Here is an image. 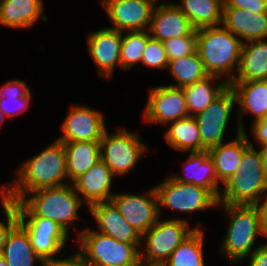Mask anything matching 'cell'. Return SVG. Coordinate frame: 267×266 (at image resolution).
Returning a JSON list of instances; mask_svg holds the SVG:
<instances>
[{
    "label": "cell",
    "mask_w": 267,
    "mask_h": 266,
    "mask_svg": "<svg viewBox=\"0 0 267 266\" xmlns=\"http://www.w3.org/2000/svg\"><path fill=\"white\" fill-rule=\"evenodd\" d=\"M18 177L10 186L2 187L0 195L10 202H18L27 193L42 188L66 185V155L61 141L55 140L36 156L25 161ZM65 180V182L63 181Z\"/></svg>",
    "instance_id": "obj_1"
},
{
    "label": "cell",
    "mask_w": 267,
    "mask_h": 266,
    "mask_svg": "<svg viewBox=\"0 0 267 266\" xmlns=\"http://www.w3.org/2000/svg\"><path fill=\"white\" fill-rule=\"evenodd\" d=\"M115 30H148L155 5L153 0H100Z\"/></svg>",
    "instance_id": "obj_14"
},
{
    "label": "cell",
    "mask_w": 267,
    "mask_h": 266,
    "mask_svg": "<svg viewBox=\"0 0 267 266\" xmlns=\"http://www.w3.org/2000/svg\"><path fill=\"white\" fill-rule=\"evenodd\" d=\"M168 60L189 56L197 49V29L190 35L171 38L163 42Z\"/></svg>",
    "instance_id": "obj_35"
},
{
    "label": "cell",
    "mask_w": 267,
    "mask_h": 266,
    "mask_svg": "<svg viewBox=\"0 0 267 266\" xmlns=\"http://www.w3.org/2000/svg\"><path fill=\"white\" fill-rule=\"evenodd\" d=\"M267 80V40L242 43L237 73L231 82Z\"/></svg>",
    "instance_id": "obj_25"
},
{
    "label": "cell",
    "mask_w": 267,
    "mask_h": 266,
    "mask_svg": "<svg viewBox=\"0 0 267 266\" xmlns=\"http://www.w3.org/2000/svg\"><path fill=\"white\" fill-rule=\"evenodd\" d=\"M119 210L123 218L141 236L159 219L158 196L154 188L142 195L118 193L110 200Z\"/></svg>",
    "instance_id": "obj_11"
},
{
    "label": "cell",
    "mask_w": 267,
    "mask_h": 266,
    "mask_svg": "<svg viewBox=\"0 0 267 266\" xmlns=\"http://www.w3.org/2000/svg\"><path fill=\"white\" fill-rule=\"evenodd\" d=\"M0 203L3 205V213L6 217V224L0 221V255L6 242L9 231L18 223V214L16 206L13 202L6 200L0 196Z\"/></svg>",
    "instance_id": "obj_37"
},
{
    "label": "cell",
    "mask_w": 267,
    "mask_h": 266,
    "mask_svg": "<svg viewBox=\"0 0 267 266\" xmlns=\"http://www.w3.org/2000/svg\"><path fill=\"white\" fill-rule=\"evenodd\" d=\"M236 103L241 108L238 115V131H245L242 123V114L250 113L255 118L253 123L262 120L267 115V80H250L242 82H230Z\"/></svg>",
    "instance_id": "obj_19"
},
{
    "label": "cell",
    "mask_w": 267,
    "mask_h": 266,
    "mask_svg": "<svg viewBox=\"0 0 267 266\" xmlns=\"http://www.w3.org/2000/svg\"><path fill=\"white\" fill-rule=\"evenodd\" d=\"M18 222L28 232L34 251L44 262L62 260L54 256L63 249L69 234L56 222L42 217H18Z\"/></svg>",
    "instance_id": "obj_13"
},
{
    "label": "cell",
    "mask_w": 267,
    "mask_h": 266,
    "mask_svg": "<svg viewBox=\"0 0 267 266\" xmlns=\"http://www.w3.org/2000/svg\"><path fill=\"white\" fill-rule=\"evenodd\" d=\"M251 128L257 143L261 147L267 146V115L262 120L253 123Z\"/></svg>",
    "instance_id": "obj_39"
},
{
    "label": "cell",
    "mask_w": 267,
    "mask_h": 266,
    "mask_svg": "<svg viewBox=\"0 0 267 266\" xmlns=\"http://www.w3.org/2000/svg\"><path fill=\"white\" fill-rule=\"evenodd\" d=\"M242 42L222 24L197 29V53L208 75L226 76L229 84L240 61Z\"/></svg>",
    "instance_id": "obj_3"
},
{
    "label": "cell",
    "mask_w": 267,
    "mask_h": 266,
    "mask_svg": "<svg viewBox=\"0 0 267 266\" xmlns=\"http://www.w3.org/2000/svg\"><path fill=\"white\" fill-rule=\"evenodd\" d=\"M219 78L221 77L208 75L194 84L182 87L189 116L194 117L201 113L229 86L226 81H222L220 84L218 83L216 87H213L212 82Z\"/></svg>",
    "instance_id": "obj_28"
},
{
    "label": "cell",
    "mask_w": 267,
    "mask_h": 266,
    "mask_svg": "<svg viewBox=\"0 0 267 266\" xmlns=\"http://www.w3.org/2000/svg\"><path fill=\"white\" fill-rule=\"evenodd\" d=\"M115 177L106 164L100 160L88 172L82 174L73 183L76 193L82 194L85 204L89 207L99 202H108L112 199L111 184Z\"/></svg>",
    "instance_id": "obj_21"
},
{
    "label": "cell",
    "mask_w": 267,
    "mask_h": 266,
    "mask_svg": "<svg viewBox=\"0 0 267 266\" xmlns=\"http://www.w3.org/2000/svg\"><path fill=\"white\" fill-rule=\"evenodd\" d=\"M42 266H85L81 259L74 254L59 261H47Z\"/></svg>",
    "instance_id": "obj_41"
},
{
    "label": "cell",
    "mask_w": 267,
    "mask_h": 266,
    "mask_svg": "<svg viewBox=\"0 0 267 266\" xmlns=\"http://www.w3.org/2000/svg\"><path fill=\"white\" fill-rule=\"evenodd\" d=\"M121 41L122 32L113 28H103L88 35L89 54L100 76L110 79L117 64L120 65Z\"/></svg>",
    "instance_id": "obj_16"
},
{
    "label": "cell",
    "mask_w": 267,
    "mask_h": 266,
    "mask_svg": "<svg viewBox=\"0 0 267 266\" xmlns=\"http://www.w3.org/2000/svg\"><path fill=\"white\" fill-rule=\"evenodd\" d=\"M175 4L195 29L222 24L223 0H181Z\"/></svg>",
    "instance_id": "obj_29"
},
{
    "label": "cell",
    "mask_w": 267,
    "mask_h": 266,
    "mask_svg": "<svg viewBox=\"0 0 267 266\" xmlns=\"http://www.w3.org/2000/svg\"><path fill=\"white\" fill-rule=\"evenodd\" d=\"M258 206L261 214V232L267 237V197Z\"/></svg>",
    "instance_id": "obj_42"
},
{
    "label": "cell",
    "mask_w": 267,
    "mask_h": 266,
    "mask_svg": "<svg viewBox=\"0 0 267 266\" xmlns=\"http://www.w3.org/2000/svg\"><path fill=\"white\" fill-rule=\"evenodd\" d=\"M88 208L99 226L97 232L122 243L141 245L142 236L123 218L111 201L95 203Z\"/></svg>",
    "instance_id": "obj_18"
},
{
    "label": "cell",
    "mask_w": 267,
    "mask_h": 266,
    "mask_svg": "<svg viewBox=\"0 0 267 266\" xmlns=\"http://www.w3.org/2000/svg\"><path fill=\"white\" fill-rule=\"evenodd\" d=\"M165 132L166 142L179 151L201 152V136L193 116L172 122Z\"/></svg>",
    "instance_id": "obj_30"
},
{
    "label": "cell",
    "mask_w": 267,
    "mask_h": 266,
    "mask_svg": "<svg viewBox=\"0 0 267 266\" xmlns=\"http://www.w3.org/2000/svg\"><path fill=\"white\" fill-rule=\"evenodd\" d=\"M31 195V196H28ZM27 197V198H26ZM70 182L66 185L42 188L27 193L24 198L14 202L18 217H42L56 222L69 234L74 220L80 219L77 209L83 200Z\"/></svg>",
    "instance_id": "obj_2"
},
{
    "label": "cell",
    "mask_w": 267,
    "mask_h": 266,
    "mask_svg": "<svg viewBox=\"0 0 267 266\" xmlns=\"http://www.w3.org/2000/svg\"><path fill=\"white\" fill-rule=\"evenodd\" d=\"M71 183L101 160L100 141H61Z\"/></svg>",
    "instance_id": "obj_26"
},
{
    "label": "cell",
    "mask_w": 267,
    "mask_h": 266,
    "mask_svg": "<svg viewBox=\"0 0 267 266\" xmlns=\"http://www.w3.org/2000/svg\"><path fill=\"white\" fill-rule=\"evenodd\" d=\"M42 0H0V24L11 28H31L43 15ZM39 18V19H38Z\"/></svg>",
    "instance_id": "obj_24"
},
{
    "label": "cell",
    "mask_w": 267,
    "mask_h": 266,
    "mask_svg": "<svg viewBox=\"0 0 267 266\" xmlns=\"http://www.w3.org/2000/svg\"><path fill=\"white\" fill-rule=\"evenodd\" d=\"M6 116L4 113L0 110V127L3 125V121H5Z\"/></svg>",
    "instance_id": "obj_44"
},
{
    "label": "cell",
    "mask_w": 267,
    "mask_h": 266,
    "mask_svg": "<svg viewBox=\"0 0 267 266\" xmlns=\"http://www.w3.org/2000/svg\"><path fill=\"white\" fill-rule=\"evenodd\" d=\"M262 156L263 166H264V174L267 180V146L261 147L259 150Z\"/></svg>",
    "instance_id": "obj_43"
},
{
    "label": "cell",
    "mask_w": 267,
    "mask_h": 266,
    "mask_svg": "<svg viewBox=\"0 0 267 266\" xmlns=\"http://www.w3.org/2000/svg\"><path fill=\"white\" fill-rule=\"evenodd\" d=\"M8 266H34L44 261L34 251L26 229L18 222L8 233L1 253Z\"/></svg>",
    "instance_id": "obj_27"
},
{
    "label": "cell",
    "mask_w": 267,
    "mask_h": 266,
    "mask_svg": "<svg viewBox=\"0 0 267 266\" xmlns=\"http://www.w3.org/2000/svg\"><path fill=\"white\" fill-rule=\"evenodd\" d=\"M230 222L220 251L233 261L244 260L253 252V246L261 232V214L258 205L221 204Z\"/></svg>",
    "instance_id": "obj_5"
},
{
    "label": "cell",
    "mask_w": 267,
    "mask_h": 266,
    "mask_svg": "<svg viewBox=\"0 0 267 266\" xmlns=\"http://www.w3.org/2000/svg\"><path fill=\"white\" fill-rule=\"evenodd\" d=\"M223 7H234L251 13H267V0H223Z\"/></svg>",
    "instance_id": "obj_38"
},
{
    "label": "cell",
    "mask_w": 267,
    "mask_h": 266,
    "mask_svg": "<svg viewBox=\"0 0 267 266\" xmlns=\"http://www.w3.org/2000/svg\"><path fill=\"white\" fill-rule=\"evenodd\" d=\"M223 186L218 205H259L261 197H267L262 156L252 143L243 151L238 169Z\"/></svg>",
    "instance_id": "obj_4"
},
{
    "label": "cell",
    "mask_w": 267,
    "mask_h": 266,
    "mask_svg": "<svg viewBox=\"0 0 267 266\" xmlns=\"http://www.w3.org/2000/svg\"><path fill=\"white\" fill-rule=\"evenodd\" d=\"M101 160L114 176L130 172L144 152L147 151L139 135L119 128L115 134L106 130L100 140Z\"/></svg>",
    "instance_id": "obj_8"
},
{
    "label": "cell",
    "mask_w": 267,
    "mask_h": 266,
    "mask_svg": "<svg viewBox=\"0 0 267 266\" xmlns=\"http://www.w3.org/2000/svg\"><path fill=\"white\" fill-rule=\"evenodd\" d=\"M235 101L234 92L228 86L201 113L194 116L201 136V152L223 143L224 132Z\"/></svg>",
    "instance_id": "obj_10"
},
{
    "label": "cell",
    "mask_w": 267,
    "mask_h": 266,
    "mask_svg": "<svg viewBox=\"0 0 267 266\" xmlns=\"http://www.w3.org/2000/svg\"><path fill=\"white\" fill-rule=\"evenodd\" d=\"M187 220L167 219L157 222L142 235L145 250H140L142 266H162L171 253L195 230Z\"/></svg>",
    "instance_id": "obj_7"
},
{
    "label": "cell",
    "mask_w": 267,
    "mask_h": 266,
    "mask_svg": "<svg viewBox=\"0 0 267 266\" xmlns=\"http://www.w3.org/2000/svg\"><path fill=\"white\" fill-rule=\"evenodd\" d=\"M89 229L77 233L80 245L76 255L85 266H141V245L122 243Z\"/></svg>",
    "instance_id": "obj_6"
},
{
    "label": "cell",
    "mask_w": 267,
    "mask_h": 266,
    "mask_svg": "<svg viewBox=\"0 0 267 266\" xmlns=\"http://www.w3.org/2000/svg\"><path fill=\"white\" fill-rule=\"evenodd\" d=\"M167 69L177 83L170 85L180 88L194 84L208 76L197 51L189 56L170 60Z\"/></svg>",
    "instance_id": "obj_33"
},
{
    "label": "cell",
    "mask_w": 267,
    "mask_h": 266,
    "mask_svg": "<svg viewBox=\"0 0 267 266\" xmlns=\"http://www.w3.org/2000/svg\"><path fill=\"white\" fill-rule=\"evenodd\" d=\"M249 256V266H267V244H260Z\"/></svg>",
    "instance_id": "obj_40"
},
{
    "label": "cell",
    "mask_w": 267,
    "mask_h": 266,
    "mask_svg": "<svg viewBox=\"0 0 267 266\" xmlns=\"http://www.w3.org/2000/svg\"><path fill=\"white\" fill-rule=\"evenodd\" d=\"M204 233L198 227L171 253L162 266H205Z\"/></svg>",
    "instance_id": "obj_31"
},
{
    "label": "cell",
    "mask_w": 267,
    "mask_h": 266,
    "mask_svg": "<svg viewBox=\"0 0 267 266\" xmlns=\"http://www.w3.org/2000/svg\"><path fill=\"white\" fill-rule=\"evenodd\" d=\"M68 112L61 128L63 136L58 141H100L105 127L104 116L97 109L74 105Z\"/></svg>",
    "instance_id": "obj_15"
},
{
    "label": "cell",
    "mask_w": 267,
    "mask_h": 266,
    "mask_svg": "<svg viewBox=\"0 0 267 266\" xmlns=\"http://www.w3.org/2000/svg\"><path fill=\"white\" fill-rule=\"evenodd\" d=\"M237 132L236 139L208 150L214 162L218 183L221 181L224 184L231 178L238 169L243 151L251 144L246 131Z\"/></svg>",
    "instance_id": "obj_23"
},
{
    "label": "cell",
    "mask_w": 267,
    "mask_h": 266,
    "mask_svg": "<svg viewBox=\"0 0 267 266\" xmlns=\"http://www.w3.org/2000/svg\"><path fill=\"white\" fill-rule=\"evenodd\" d=\"M183 170L186 176L172 175L178 182L194 184L208 189L217 199L221 190L215 172L214 162L208 151L189 152L188 158L183 162Z\"/></svg>",
    "instance_id": "obj_22"
},
{
    "label": "cell",
    "mask_w": 267,
    "mask_h": 266,
    "mask_svg": "<svg viewBox=\"0 0 267 266\" xmlns=\"http://www.w3.org/2000/svg\"><path fill=\"white\" fill-rule=\"evenodd\" d=\"M222 25L242 43L267 39V13L255 14L239 8L223 7Z\"/></svg>",
    "instance_id": "obj_20"
},
{
    "label": "cell",
    "mask_w": 267,
    "mask_h": 266,
    "mask_svg": "<svg viewBox=\"0 0 267 266\" xmlns=\"http://www.w3.org/2000/svg\"><path fill=\"white\" fill-rule=\"evenodd\" d=\"M141 62L148 67L166 69L169 60L163 42L150 37L147 40Z\"/></svg>",
    "instance_id": "obj_36"
},
{
    "label": "cell",
    "mask_w": 267,
    "mask_h": 266,
    "mask_svg": "<svg viewBox=\"0 0 267 266\" xmlns=\"http://www.w3.org/2000/svg\"><path fill=\"white\" fill-rule=\"evenodd\" d=\"M0 266H8L2 255H0Z\"/></svg>",
    "instance_id": "obj_45"
},
{
    "label": "cell",
    "mask_w": 267,
    "mask_h": 266,
    "mask_svg": "<svg viewBox=\"0 0 267 266\" xmlns=\"http://www.w3.org/2000/svg\"><path fill=\"white\" fill-rule=\"evenodd\" d=\"M155 190L158 196L159 215L162 212L161 205L189 213L218 206V199L208 189L178 182L171 176L166 177Z\"/></svg>",
    "instance_id": "obj_9"
},
{
    "label": "cell",
    "mask_w": 267,
    "mask_h": 266,
    "mask_svg": "<svg viewBox=\"0 0 267 266\" xmlns=\"http://www.w3.org/2000/svg\"><path fill=\"white\" fill-rule=\"evenodd\" d=\"M148 30L151 38L164 42L190 35L195 28L175 3L167 2L154 7Z\"/></svg>",
    "instance_id": "obj_17"
},
{
    "label": "cell",
    "mask_w": 267,
    "mask_h": 266,
    "mask_svg": "<svg viewBox=\"0 0 267 266\" xmlns=\"http://www.w3.org/2000/svg\"><path fill=\"white\" fill-rule=\"evenodd\" d=\"M121 41L120 68L131 69L142 61L143 52L150 38L148 30L127 31Z\"/></svg>",
    "instance_id": "obj_34"
},
{
    "label": "cell",
    "mask_w": 267,
    "mask_h": 266,
    "mask_svg": "<svg viewBox=\"0 0 267 266\" xmlns=\"http://www.w3.org/2000/svg\"><path fill=\"white\" fill-rule=\"evenodd\" d=\"M31 99V91L26 83L21 80L13 79L1 86L0 110L6 117L22 114L29 107Z\"/></svg>",
    "instance_id": "obj_32"
},
{
    "label": "cell",
    "mask_w": 267,
    "mask_h": 266,
    "mask_svg": "<svg viewBox=\"0 0 267 266\" xmlns=\"http://www.w3.org/2000/svg\"><path fill=\"white\" fill-rule=\"evenodd\" d=\"M144 110V120L170 124L189 116L185 95L180 87L171 85L151 88Z\"/></svg>",
    "instance_id": "obj_12"
}]
</instances>
